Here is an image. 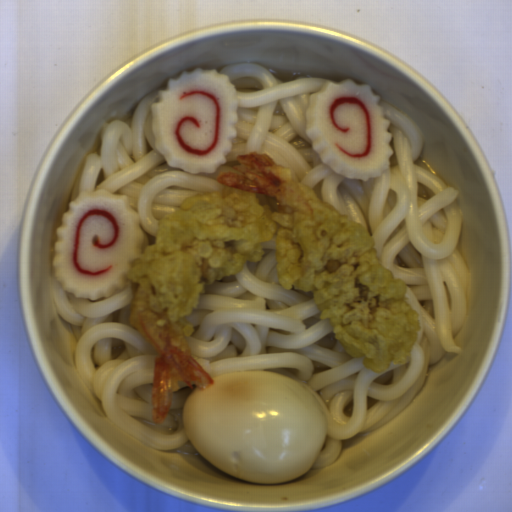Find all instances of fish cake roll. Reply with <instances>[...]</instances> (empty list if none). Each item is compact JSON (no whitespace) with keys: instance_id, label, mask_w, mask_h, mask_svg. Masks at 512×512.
<instances>
[{"instance_id":"fish-cake-roll-1","label":"fish cake roll","mask_w":512,"mask_h":512,"mask_svg":"<svg viewBox=\"0 0 512 512\" xmlns=\"http://www.w3.org/2000/svg\"><path fill=\"white\" fill-rule=\"evenodd\" d=\"M53 274L74 298L95 301L128 286L141 257L145 233L128 196L109 190L81 191L55 228Z\"/></svg>"},{"instance_id":"fish-cake-roll-2","label":"fish cake roll","mask_w":512,"mask_h":512,"mask_svg":"<svg viewBox=\"0 0 512 512\" xmlns=\"http://www.w3.org/2000/svg\"><path fill=\"white\" fill-rule=\"evenodd\" d=\"M150 105L154 147L169 167L213 174L237 138L239 99L228 74L195 67L169 78Z\"/></svg>"},{"instance_id":"fish-cake-roll-3","label":"fish cake roll","mask_w":512,"mask_h":512,"mask_svg":"<svg viewBox=\"0 0 512 512\" xmlns=\"http://www.w3.org/2000/svg\"><path fill=\"white\" fill-rule=\"evenodd\" d=\"M380 100L369 84L351 78L326 80L309 94L305 134L320 161L338 175L368 182L389 169L393 136Z\"/></svg>"}]
</instances>
